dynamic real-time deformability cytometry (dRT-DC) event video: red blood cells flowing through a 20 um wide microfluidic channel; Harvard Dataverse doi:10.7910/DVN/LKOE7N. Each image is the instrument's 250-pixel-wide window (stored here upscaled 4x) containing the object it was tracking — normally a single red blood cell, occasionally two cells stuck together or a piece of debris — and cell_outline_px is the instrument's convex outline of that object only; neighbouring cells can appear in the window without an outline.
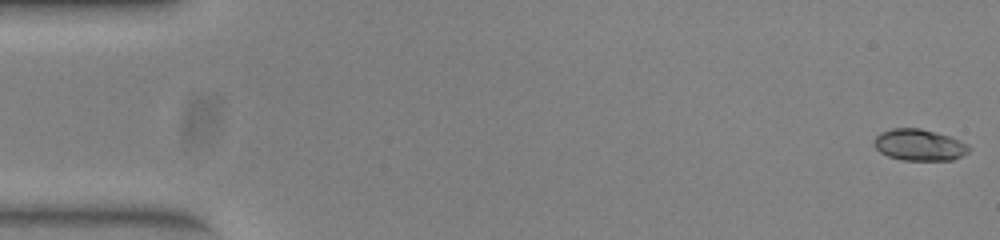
{"species": "common noctule bat (a hibernating species)", "species_latin": "Nyctalus noctula", "temperature_condition": "warm", "stored_images_in_passage": 53, "segment_of_instrument_passage": [1, 2], "camera_frame_rate_fps": 3000, "um_per_image_px": 0.085, "animal": {"sex": "female", "body_mass_g": 23.0, "forearm_length_mm": 53.4}, "frame": {"image": 1, "passage_image": 1, "time_ms": 0.0, "image_size_px": [1000, 240], "cell_outline_px": [[972, 148], [968, 152], [952, 160], [900, 160], [888, 156], [880, 152], [872, 144], [872, 140], [880, 132], [892, 128], [920, 128], [936, 132], [960, 140], [968, 144]], "centroid_in_image_um": [78.11, 12.31], "position_along_channel_um": 6.9, "area_um2": 17.57}}
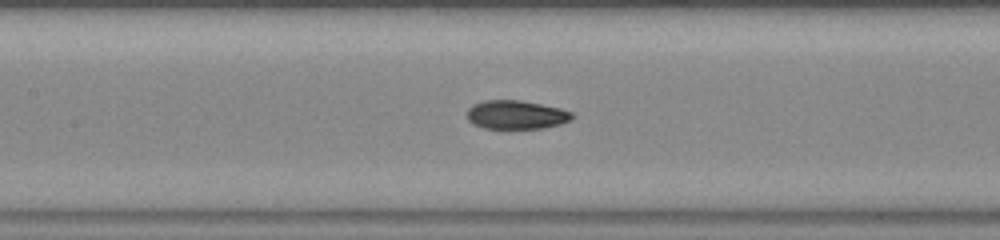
{"frame": {"image": 2, "passage_image": 24, "time_ms": 7.667, "image_size_px": [1000, 240], "cell_outline_px": [[576, 116], [572, 120], [560, 124], [540, 128], [484, 128], [472, 124], [468, 120], [468, 108], [472, 104], [484, 100], [520, 100], [560, 108], [572, 112]], "centroid_in_image_um": [43.88, 9.75], "position_along_channel_um": 163.5, "area_um2": 17.63}}
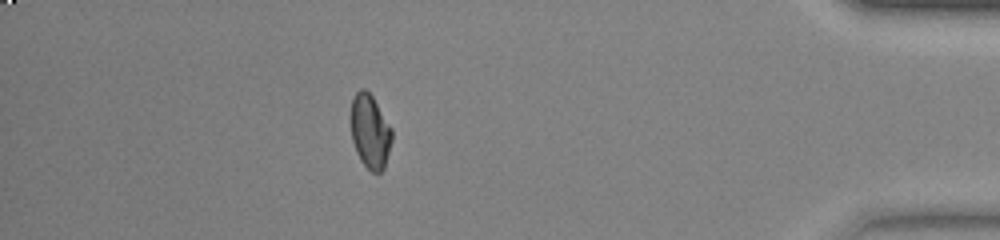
{"frame": {"image": 3, "passage_image": 46, "time_ms": 15.0, "image_size_px": [1000, 240], "cell_outline_px": [[392, 140], [384, 168], [380, 172], [372, 172], [360, 160], [356, 152], [352, 140], [348, 116], [352, 100], [356, 92], [360, 88], [364, 88], [372, 96], [392, 128]], "centroid_in_image_um": [31.42, 11.14], "position_along_channel_um": 403.8, "area_um2": 18.03}}